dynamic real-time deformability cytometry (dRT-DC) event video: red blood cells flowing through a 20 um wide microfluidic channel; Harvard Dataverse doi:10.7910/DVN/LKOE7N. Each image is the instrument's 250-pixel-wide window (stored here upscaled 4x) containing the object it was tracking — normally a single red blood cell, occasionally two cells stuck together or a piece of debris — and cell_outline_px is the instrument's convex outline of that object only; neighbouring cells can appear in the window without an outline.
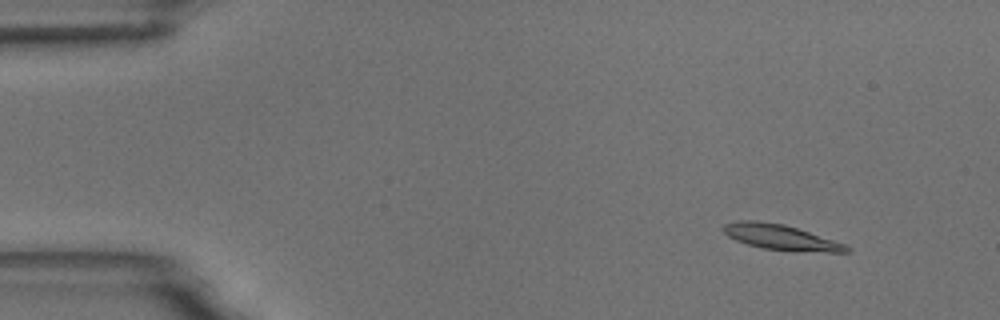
{"species": "common noctule bat (a hibernating species)", "species_latin": "Nyctalus noctula", "temperature_condition": "room temperature", "stored_images_in_passage": 4, "camera_frame_rate_fps": 3000, "um_per_image_px": 0.085, "animal": {"sex": "male", "body_mass_g": 18.8}, "frame": {"image": 1, "passage_image": 2, "time_ms": 1.0, "image_size_px": [1000, 320], "cell_outline_px": [[852, 252], [828, 252], [764, 248], [748, 244], [736, 240], [728, 236], [720, 228], [724, 224], [740, 220], [756, 220], [784, 224], [848, 244], [852, 248]], "centroid_in_image_um": [66.4, 20.15], "position_along_channel_um": 18.6, "area_um2": 18.03}}
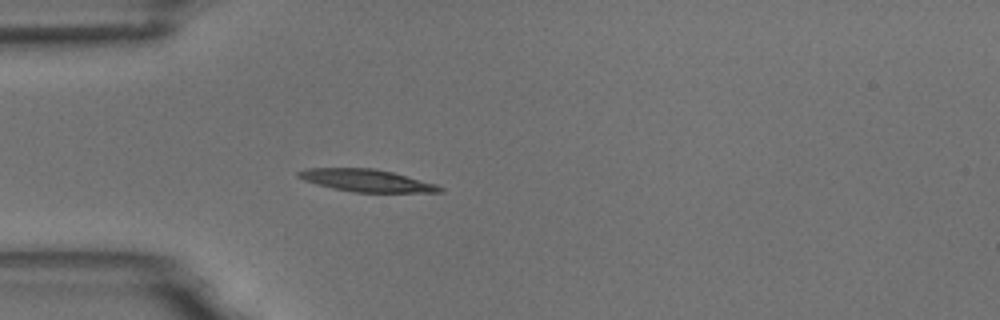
{"frame": {"image": 2, "passage_image": 4, "time_ms": 4.333, "image_size_px": [1000, 320], "cell_outline_px": [[444, 192], [356, 192], [332, 188], [316, 184], [304, 180], [296, 176], [296, 172], [308, 168], [372, 168], [392, 172], [436, 184], [444, 188]], "centroid_in_image_um": [31.14, 15.34], "position_along_channel_um": 53.9, "area_um2": 18.26}}